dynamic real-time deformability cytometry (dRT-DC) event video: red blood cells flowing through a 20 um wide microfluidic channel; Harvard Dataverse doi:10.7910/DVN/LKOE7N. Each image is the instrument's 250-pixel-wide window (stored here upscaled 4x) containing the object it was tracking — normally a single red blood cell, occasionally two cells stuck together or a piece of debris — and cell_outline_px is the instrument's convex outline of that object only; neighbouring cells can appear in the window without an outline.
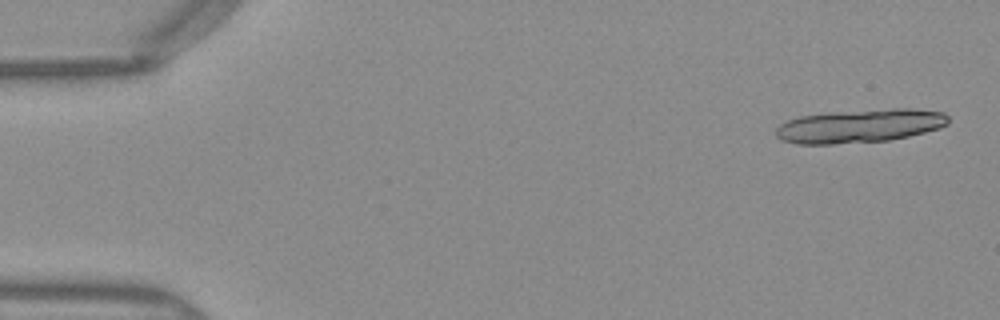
{"species": "Egyptian fruit bat (a non-hibernating species)", "species_latin": "Rousettus aegyptiacus", "temperature_condition": "warm", "stored_images_in_passage": 18, "camera_frame_rate_fps": 3000, "um_per_image_px": 0.085, "frame": {"image": 1, "passage_image": 2, "time_ms": 0.333, "image_size_px": [1000, 320], "cell_outline_px": [[948, 124], [940, 128], [908, 136], [888, 140], [832, 144], [796, 144], [784, 140], [776, 136], [776, 128], [780, 124], [788, 120], [800, 116], [892, 108], [912, 108], [944, 112], [948, 116]], "centroid_in_image_um": [73.12, 10.71], "position_along_channel_um": 11.9, "area_um2": 33.23}}